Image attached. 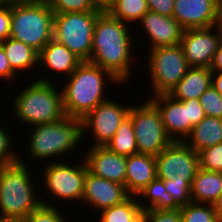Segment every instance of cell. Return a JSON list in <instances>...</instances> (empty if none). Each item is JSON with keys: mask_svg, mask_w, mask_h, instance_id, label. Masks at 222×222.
Wrapping results in <instances>:
<instances>
[{"mask_svg": "<svg viewBox=\"0 0 222 222\" xmlns=\"http://www.w3.org/2000/svg\"><path fill=\"white\" fill-rule=\"evenodd\" d=\"M158 108L166 134L173 141H184L192 128L206 116L199 99L178 101L169 94L150 96Z\"/></svg>", "mask_w": 222, "mask_h": 222, "instance_id": "8", "label": "cell"}, {"mask_svg": "<svg viewBox=\"0 0 222 222\" xmlns=\"http://www.w3.org/2000/svg\"><path fill=\"white\" fill-rule=\"evenodd\" d=\"M82 61L66 46L50 40L39 52V64L54 72L66 74L67 77L78 67Z\"/></svg>", "mask_w": 222, "mask_h": 222, "instance_id": "21", "label": "cell"}, {"mask_svg": "<svg viewBox=\"0 0 222 222\" xmlns=\"http://www.w3.org/2000/svg\"><path fill=\"white\" fill-rule=\"evenodd\" d=\"M11 6L0 5V42L10 37Z\"/></svg>", "mask_w": 222, "mask_h": 222, "instance_id": "37", "label": "cell"}, {"mask_svg": "<svg viewBox=\"0 0 222 222\" xmlns=\"http://www.w3.org/2000/svg\"><path fill=\"white\" fill-rule=\"evenodd\" d=\"M210 69L213 72H222V40L220 41L218 49L214 55Z\"/></svg>", "mask_w": 222, "mask_h": 222, "instance_id": "41", "label": "cell"}, {"mask_svg": "<svg viewBox=\"0 0 222 222\" xmlns=\"http://www.w3.org/2000/svg\"><path fill=\"white\" fill-rule=\"evenodd\" d=\"M149 11L147 0H117L108 12L125 23L138 22Z\"/></svg>", "mask_w": 222, "mask_h": 222, "instance_id": "28", "label": "cell"}, {"mask_svg": "<svg viewBox=\"0 0 222 222\" xmlns=\"http://www.w3.org/2000/svg\"><path fill=\"white\" fill-rule=\"evenodd\" d=\"M16 73L11 69L7 56L5 55L3 46L0 44V78L3 80L13 81L16 79Z\"/></svg>", "mask_w": 222, "mask_h": 222, "instance_id": "39", "label": "cell"}, {"mask_svg": "<svg viewBox=\"0 0 222 222\" xmlns=\"http://www.w3.org/2000/svg\"><path fill=\"white\" fill-rule=\"evenodd\" d=\"M54 15L47 1L11 6L10 37L40 52L53 39Z\"/></svg>", "mask_w": 222, "mask_h": 222, "instance_id": "6", "label": "cell"}, {"mask_svg": "<svg viewBox=\"0 0 222 222\" xmlns=\"http://www.w3.org/2000/svg\"><path fill=\"white\" fill-rule=\"evenodd\" d=\"M199 102L205 116L222 118V96L212 85L199 97Z\"/></svg>", "mask_w": 222, "mask_h": 222, "instance_id": "32", "label": "cell"}, {"mask_svg": "<svg viewBox=\"0 0 222 222\" xmlns=\"http://www.w3.org/2000/svg\"><path fill=\"white\" fill-rule=\"evenodd\" d=\"M82 164L70 166L65 162L47 164L43 174L44 187L49 193L60 200L82 201L84 179L88 171L85 160Z\"/></svg>", "mask_w": 222, "mask_h": 222, "instance_id": "12", "label": "cell"}, {"mask_svg": "<svg viewBox=\"0 0 222 222\" xmlns=\"http://www.w3.org/2000/svg\"><path fill=\"white\" fill-rule=\"evenodd\" d=\"M213 208L216 210L219 219L222 221V193L218 196L213 203Z\"/></svg>", "mask_w": 222, "mask_h": 222, "instance_id": "44", "label": "cell"}, {"mask_svg": "<svg viewBox=\"0 0 222 222\" xmlns=\"http://www.w3.org/2000/svg\"><path fill=\"white\" fill-rule=\"evenodd\" d=\"M199 168L222 172V143L206 148L198 153Z\"/></svg>", "mask_w": 222, "mask_h": 222, "instance_id": "31", "label": "cell"}, {"mask_svg": "<svg viewBox=\"0 0 222 222\" xmlns=\"http://www.w3.org/2000/svg\"><path fill=\"white\" fill-rule=\"evenodd\" d=\"M157 178L156 158L143 153L126 157L125 188L130 196L138 194Z\"/></svg>", "mask_w": 222, "mask_h": 222, "instance_id": "19", "label": "cell"}, {"mask_svg": "<svg viewBox=\"0 0 222 222\" xmlns=\"http://www.w3.org/2000/svg\"><path fill=\"white\" fill-rule=\"evenodd\" d=\"M100 216V222H144V211L134 196L121 204L103 209Z\"/></svg>", "mask_w": 222, "mask_h": 222, "instance_id": "25", "label": "cell"}, {"mask_svg": "<svg viewBox=\"0 0 222 222\" xmlns=\"http://www.w3.org/2000/svg\"><path fill=\"white\" fill-rule=\"evenodd\" d=\"M0 5H4V0H0Z\"/></svg>", "mask_w": 222, "mask_h": 222, "instance_id": "47", "label": "cell"}, {"mask_svg": "<svg viewBox=\"0 0 222 222\" xmlns=\"http://www.w3.org/2000/svg\"><path fill=\"white\" fill-rule=\"evenodd\" d=\"M212 73L213 71L207 67H189L169 95L178 101L199 99L212 85Z\"/></svg>", "mask_w": 222, "mask_h": 222, "instance_id": "20", "label": "cell"}, {"mask_svg": "<svg viewBox=\"0 0 222 222\" xmlns=\"http://www.w3.org/2000/svg\"><path fill=\"white\" fill-rule=\"evenodd\" d=\"M184 142L196 153L222 143V118L206 116L192 128Z\"/></svg>", "mask_w": 222, "mask_h": 222, "instance_id": "22", "label": "cell"}, {"mask_svg": "<svg viewBox=\"0 0 222 222\" xmlns=\"http://www.w3.org/2000/svg\"><path fill=\"white\" fill-rule=\"evenodd\" d=\"M144 222H182L179 210H144Z\"/></svg>", "mask_w": 222, "mask_h": 222, "instance_id": "36", "label": "cell"}, {"mask_svg": "<svg viewBox=\"0 0 222 222\" xmlns=\"http://www.w3.org/2000/svg\"><path fill=\"white\" fill-rule=\"evenodd\" d=\"M155 158L158 179L187 181L192 185L199 169V156L184 141H172Z\"/></svg>", "mask_w": 222, "mask_h": 222, "instance_id": "11", "label": "cell"}, {"mask_svg": "<svg viewBox=\"0 0 222 222\" xmlns=\"http://www.w3.org/2000/svg\"><path fill=\"white\" fill-rule=\"evenodd\" d=\"M13 222H28L26 219H13Z\"/></svg>", "mask_w": 222, "mask_h": 222, "instance_id": "45", "label": "cell"}, {"mask_svg": "<svg viewBox=\"0 0 222 222\" xmlns=\"http://www.w3.org/2000/svg\"><path fill=\"white\" fill-rule=\"evenodd\" d=\"M128 26L129 24L112 17L108 12L100 13L94 26L89 61L108 70L121 83L130 77L131 48L137 43L135 37L131 38L132 32Z\"/></svg>", "mask_w": 222, "mask_h": 222, "instance_id": "1", "label": "cell"}, {"mask_svg": "<svg viewBox=\"0 0 222 222\" xmlns=\"http://www.w3.org/2000/svg\"><path fill=\"white\" fill-rule=\"evenodd\" d=\"M5 55L9 61L11 69L18 74V71H26L39 65V52L29 45L11 37L0 42Z\"/></svg>", "mask_w": 222, "mask_h": 222, "instance_id": "24", "label": "cell"}, {"mask_svg": "<svg viewBox=\"0 0 222 222\" xmlns=\"http://www.w3.org/2000/svg\"><path fill=\"white\" fill-rule=\"evenodd\" d=\"M147 2L150 11L172 17L174 0H147Z\"/></svg>", "mask_w": 222, "mask_h": 222, "instance_id": "38", "label": "cell"}, {"mask_svg": "<svg viewBox=\"0 0 222 222\" xmlns=\"http://www.w3.org/2000/svg\"><path fill=\"white\" fill-rule=\"evenodd\" d=\"M28 168L22 158L0 167V219H25L41 204Z\"/></svg>", "mask_w": 222, "mask_h": 222, "instance_id": "3", "label": "cell"}, {"mask_svg": "<svg viewBox=\"0 0 222 222\" xmlns=\"http://www.w3.org/2000/svg\"><path fill=\"white\" fill-rule=\"evenodd\" d=\"M28 153L35 160H45L53 156L64 155L73 151L82 137L81 119L69 116L63 119L46 124L32 126Z\"/></svg>", "mask_w": 222, "mask_h": 222, "instance_id": "5", "label": "cell"}, {"mask_svg": "<svg viewBox=\"0 0 222 222\" xmlns=\"http://www.w3.org/2000/svg\"><path fill=\"white\" fill-rule=\"evenodd\" d=\"M149 78L154 93L169 94V92L184 77L189 68L180 44L152 48L149 52Z\"/></svg>", "mask_w": 222, "mask_h": 222, "instance_id": "10", "label": "cell"}, {"mask_svg": "<svg viewBox=\"0 0 222 222\" xmlns=\"http://www.w3.org/2000/svg\"><path fill=\"white\" fill-rule=\"evenodd\" d=\"M60 209L57 206H52V204L46 201H41V204L32 212L26 216L28 222H67L64 220Z\"/></svg>", "mask_w": 222, "mask_h": 222, "instance_id": "30", "label": "cell"}, {"mask_svg": "<svg viewBox=\"0 0 222 222\" xmlns=\"http://www.w3.org/2000/svg\"><path fill=\"white\" fill-rule=\"evenodd\" d=\"M130 197L124 185L97 177L87 171L84 179L82 202L103 210L123 203Z\"/></svg>", "mask_w": 222, "mask_h": 222, "instance_id": "16", "label": "cell"}, {"mask_svg": "<svg viewBox=\"0 0 222 222\" xmlns=\"http://www.w3.org/2000/svg\"><path fill=\"white\" fill-rule=\"evenodd\" d=\"M47 0H4V5L16 6V5H31L45 2Z\"/></svg>", "mask_w": 222, "mask_h": 222, "instance_id": "42", "label": "cell"}, {"mask_svg": "<svg viewBox=\"0 0 222 222\" xmlns=\"http://www.w3.org/2000/svg\"><path fill=\"white\" fill-rule=\"evenodd\" d=\"M221 40L222 23L209 28L184 30L180 45L188 66L210 68Z\"/></svg>", "mask_w": 222, "mask_h": 222, "instance_id": "14", "label": "cell"}, {"mask_svg": "<svg viewBox=\"0 0 222 222\" xmlns=\"http://www.w3.org/2000/svg\"><path fill=\"white\" fill-rule=\"evenodd\" d=\"M131 106H123L117 101L108 99L97 105L82 121V137L91 129L95 147L106 146L114 137L116 130L129 115Z\"/></svg>", "mask_w": 222, "mask_h": 222, "instance_id": "13", "label": "cell"}, {"mask_svg": "<svg viewBox=\"0 0 222 222\" xmlns=\"http://www.w3.org/2000/svg\"><path fill=\"white\" fill-rule=\"evenodd\" d=\"M222 193V172L199 168L191 185L192 202L211 204Z\"/></svg>", "mask_w": 222, "mask_h": 222, "instance_id": "23", "label": "cell"}, {"mask_svg": "<svg viewBox=\"0 0 222 222\" xmlns=\"http://www.w3.org/2000/svg\"><path fill=\"white\" fill-rule=\"evenodd\" d=\"M100 13H55L53 39L66 46L81 61H90L94 26Z\"/></svg>", "mask_w": 222, "mask_h": 222, "instance_id": "7", "label": "cell"}, {"mask_svg": "<svg viewBox=\"0 0 222 222\" xmlns=\"http://www.w3.org/2000/svg\"><path fill=\"white\" fill-rule=\"evenodd\" d=\"M87 150L84 160L90 173L125 186V156L116 154L105 146H93Z\"/></svg>", "mask_w": 222, "mask_h": 222, "instance_id": "17", "label": "cell"}, {"mask_svg": "<svg viewBox=\"0 0 222 222\" xmlns=\"http://www.w3.org/2000/svg\"><path fill=\"white\" fill-rule=\"evenodd\" d=\"M7 131L8 129L6 130L0 125V167L17 162L20 158L17 155L18 152L12 149V137Z\"/></svg>", "mask_w": 222, "mask_h": 222, "instance_id": "35", "label": "cell"}, {"mask_svg": "<svg viewBox=\"0 0 222 222\" xmlns=\"http://www.w3.org/2000/svg\"><path fill=\"white\" fill-rule=\"evenodd\" d=\"M172 17L184 30L216 26L222 23V0H174Z\"/></svg>", "mask_w": 222, "mask_h": 222, "instance_id": "15", "label": "cell"}, {"mask_svg": "<svg viewBox=\"0 0 222 222\" xmlns=\"http://www.w3.org/2000/svg\"><path fill=\"white\" fill-rule=\"evenodd\" d=\"M139 22L151 40L150 49L180 44L184 29L173 17L149 10Z\"/></svg>", "mask_w": 222, "mask_h": 222, "instance_id": "18", "label": "cell"}, {"mask_svg": "<svg viewBox=\"0 0 222 222\" xmlns=\"http://www.w3.org/2000/svg\"><path fill=\"white\" fill-rule=\"evenodd\" d=\"M140 197L149 199V205L140 203L141 209H157V210H179L180 208L175 204L172 196L166 192L164 181L161 179H154L151 181L139 194Z\"/></svg>", "mask_w": 222, "mask_h": 222, "instance_id": "26", "label": "cell"}, {"mask_svg": "<svg viewBox=\"0 0 222 222\" xmlns=\"http://www.w3.org/2000/svg\"><path fill=\"white\" fill-rule=\"evenodd\" d=\"M0 222H13V219H10V220H8V219H0Z\"/></svg>", "mask_w": 222, "mask_h": 222, "instance_id": "46", "label": "cell"}, {"mask_svg": "<svg viewBox=\"0 0 222 222\" xmlns=\"http://www.w3.org/2000/svg\"><path fill=\"white\" fill-rule=\"evenodd\" d=\"M212 86L222 96V72L212 73Z\"/></svg>", "mask_w": 222, "mask_h": 222, "instance_id": "43", "label": "cell"}, {"mask_svg": "<svg viewBox=\"0 0 222 222\" xmlns=\"http://www.w3.org/2000/svg\"><path fill=\"white\" fill-rule=\"evenodd\" d=\"M128 116L132 119L138 153L156 157L173 141L165 132L158 108L150 100L131 106Z\"/></svg>", "mask_w": 222, "mask_h": 222, "instance_id": "9", "label": "cell"}, {"mask_svg": "<svg viewBox=\"0 0 222 222\" xmlns=\"http://www.w3.org/2000/svg\"><path fill=\"white\" fill-rule=\"evenodd\" d=\"M67 78L66 86L61 88L63 109L66 116L77 119H83L97 105L107 100L104 95L105 78L109 79L108 82L121 83L108 70L89 61H82Z\"/></svg>", "mask_w": 222, "mask_h": 222, "instance_id": "2", "label": "cell"}, {"mask_svg": "<svg viewBox=\"0 0 222 222\" xmlns=\"http://www.w3.org/2000/svg\"><path fill=\"white\" fill-rule=\"evenodd\" d=\"M14 98V115L24 125L31 126L57 122L66 117L63 109L62 91L48 79H37Z\"/></svg>", "mask_w": 222, "mask_h": 222, "instance_id": "4", "label": "cell"}, {"mask_svg": "<svg viewBox=\"0 0 222 222\" xmlns=\"http://www.w3.org/2000/svg\"><path fill=\"white\" fill-rule=\"evenodd\" d=\"M168 192L175 204L181 208L189 204L191 199V185L187 181L175 182L174 180H163Z\"/></svg>", "mask_w": 222, "mask_h": 222, "instance_id": "34", "label": "cell"}, {"mask_svg": "<svg viewBox=\"0 0 222 222\" xmlns=\"http://www.w3.org/2000/svg\"><path fill=\"white\" fill-rule=\"evenodd\" d=\"M117 0H91V3L95 10L106 13L114 6Z\"/></svg>", "mask_w": 222, "mask_h": 222, "instance_id": "40", "label": "cell"}, {"mask_svg": "<svg viewBox=\"0 0 222 222\" xmlns=\"http://www.w3.org/2000/svg\"><path fill=\"white\" fill-rule=\"evenodd\" d=\"M54 13L97 11L91 0H47Z\"/></svg>", "mask_w": 222, "mask_h": 222, "instance_id": "33", "label": "cell"}, {"mask_svg": "<svg viewBox=\"0 0 222 222\" xmlns=\"http://www.w3.org/2000/svg\"><path fill=\"white\" fill-rule=\"evenodd\" d=\"M182 222H222L211 204L190 202L179 209Z\"/></svg>", "mask_w": 222, "mask_h": 222, "instance_id": "29", "label": "cell"}, {"mask_svg": "<svg viewBox=\"0 0 222 222\" xmlns=\"http://www.w3.org/2000/svg\"><path fill=\"white\" fill-rule=\"evenodd\" d=\"M105 147L125 157L138 153L132 119L129 116L119 125L114 137Z\"/></svg>", "mask_w": 222, "mask_h": 222, "instance_id": "27", "label": "cell"}]
</instances>
